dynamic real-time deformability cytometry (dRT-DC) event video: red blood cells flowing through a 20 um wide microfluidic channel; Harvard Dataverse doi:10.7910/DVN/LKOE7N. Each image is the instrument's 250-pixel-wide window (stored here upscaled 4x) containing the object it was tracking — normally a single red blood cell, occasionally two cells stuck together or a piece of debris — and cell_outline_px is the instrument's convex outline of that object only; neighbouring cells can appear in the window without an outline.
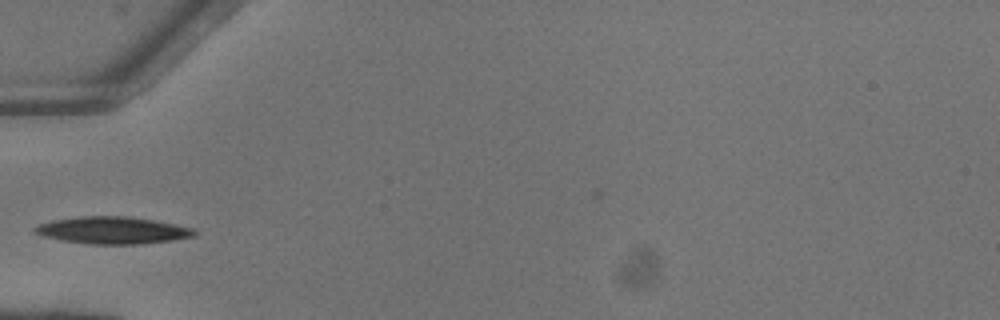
{"species": "common noctule bat (a hibernating species)", "species_latin": "Nyctalus noctula", "temperature_condition": "warm", "stored_images_in_passage": 35, "camera_frame_rate_fps": 3000, "um_per_image_px": 0.085, "animal": {"sex": "female"}, "frame": {"image": 1, "passage_image": 1, "time_ms": 0.0, "image_size_px": [1000, 320], "cell_outline_px": [[196, 236], [172, 240], [140, 244], [92, 244], [60, 240], [44, 236], [32, 232], [32, 228], [36, 224], [52, 220], [80, 216], [124, 216], [152, 220], [192, 228], [196, 232]], "centroid_in_image_um": [9.49, 19.57], "position_along_channel_um": 75.5, "area_um2": 25.14}}
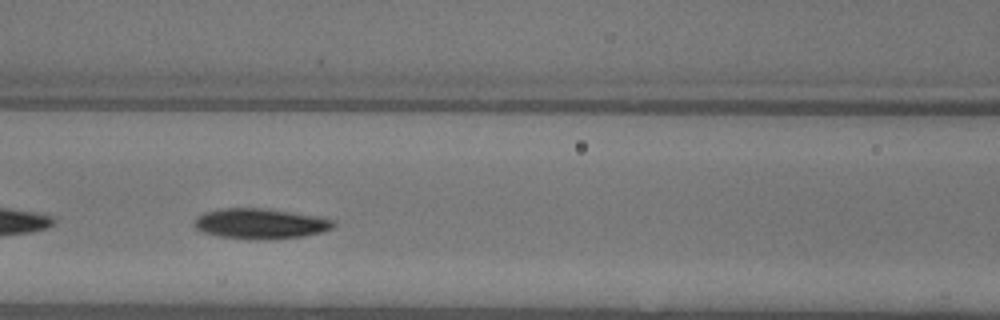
{"frame": {"image": 2, "passage_image": 6, "time_ms": 1.667, "image_size_px": [1000, 320], "cell_outline_px": [[336, 224], [332, 228], [320, 232], [304, 236], [220, 236], [204, 232], [196, 228], [196, 220], [204, 212], [220, 208], [268, 208], [316, 216], [336, 220]], "centroid_in_image_um": [22.18, 18.94], "position_along_channel_um": 144.4, "area_um2": 23.18}}
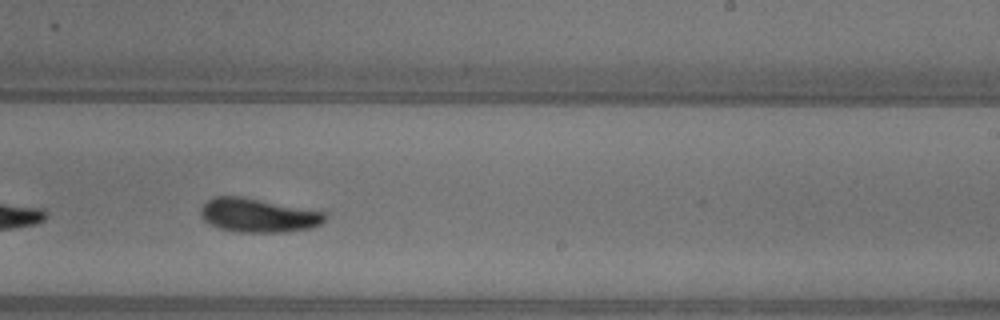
{"frame": {"image": 3, "passage_image": 15, "time_ms": 4.667, "image_size_px": [1000, 320], "cell_outline_px": [[328, 216], [320, 224], [312, 228], [280, 232], [240, 232], [220, 228], [204, 220], [200, 212], [200, 208], [208, 200], [216, 196], [244, 196], [328, 212]], "centroid_in_image_um": [22.0, 18.28], "position_along_channel_um": 267.0, "area_um2": 24.68}}